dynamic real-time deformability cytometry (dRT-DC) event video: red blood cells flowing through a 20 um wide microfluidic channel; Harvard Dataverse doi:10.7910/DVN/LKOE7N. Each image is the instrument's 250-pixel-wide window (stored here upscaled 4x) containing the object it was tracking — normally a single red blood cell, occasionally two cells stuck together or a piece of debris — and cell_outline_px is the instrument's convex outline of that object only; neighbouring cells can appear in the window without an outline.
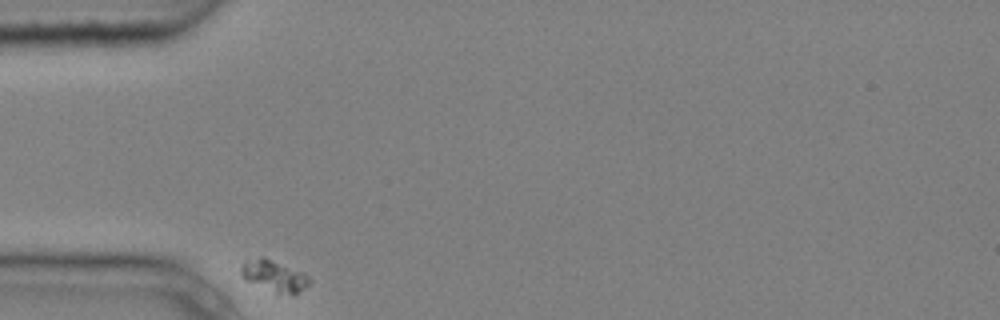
{"species": "common noctule bat (a hibernating species)", "species_latin": "Nyctalus noctula", "temperature_condition": "cold", "stored_images_in_passage": 4, "camera_frame_rate_fps": 3000, "um_per_image_px": 0.085, "animal": {"sex": "male", "body_mass_g": 20.4}, "frame": {"image": 1, "passage_image": 1, "time_ms": 0.0, "image_size_px": [1000, 320], "cell_outline_px": [[312, 280], [304, 288], [292, 296], [276, 296], [244, 280], [240, 272], [240, 268], [244, 260], [260, 256], [264, 256], [304, 272]], "centroid_in_image_um": [23.28, 23.49], "position_along_channel_um": 61.7, "area_um2": 13.41}}